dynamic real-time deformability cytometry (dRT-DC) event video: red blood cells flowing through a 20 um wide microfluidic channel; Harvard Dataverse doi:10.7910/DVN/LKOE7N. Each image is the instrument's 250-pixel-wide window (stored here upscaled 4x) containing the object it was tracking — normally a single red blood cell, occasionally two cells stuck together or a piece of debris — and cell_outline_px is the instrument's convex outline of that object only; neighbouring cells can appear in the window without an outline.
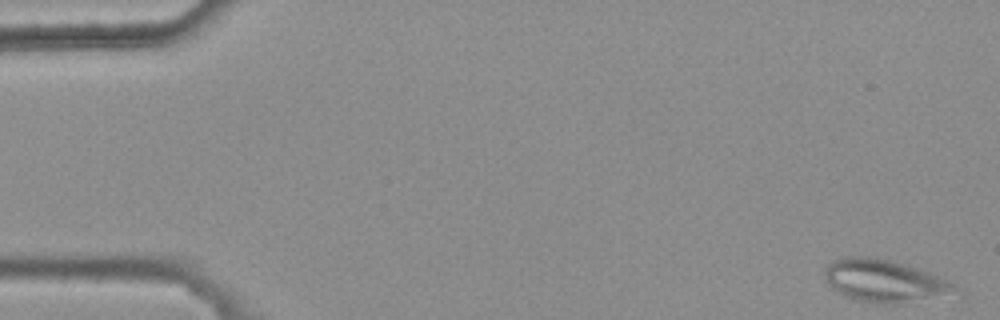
{"species": "common noctule bat (a hibernating species)", "species_latin": "Nyctalus noctula", "temperature_condition": "warm", "stored_images_in_passage": 5, "camera_frame_rate_fps": 3000, "um_per_image_px": 0.085, "animal": {"sex": "female", "body_mass_g": 25.1}, "frame": {"image": 1, "passage_image": 1, "time_ms": 0.0, "image_size_px": [1000, 320], "cell_outline_px": [[964, 300], [904, 304], [888, 304], [860, 300], [844, 296], [836, 292], [828, 284], [824, 276], [824, 268], [832, 260], [844, 256], [872, 256], [904, 264], [916, 268], [936, 276], [952, 284], [964, 292]], "centroid_in_image_um": [75.41, 23.96], "position_along_channel_um": 9.6, "area_um2": 34.1}}